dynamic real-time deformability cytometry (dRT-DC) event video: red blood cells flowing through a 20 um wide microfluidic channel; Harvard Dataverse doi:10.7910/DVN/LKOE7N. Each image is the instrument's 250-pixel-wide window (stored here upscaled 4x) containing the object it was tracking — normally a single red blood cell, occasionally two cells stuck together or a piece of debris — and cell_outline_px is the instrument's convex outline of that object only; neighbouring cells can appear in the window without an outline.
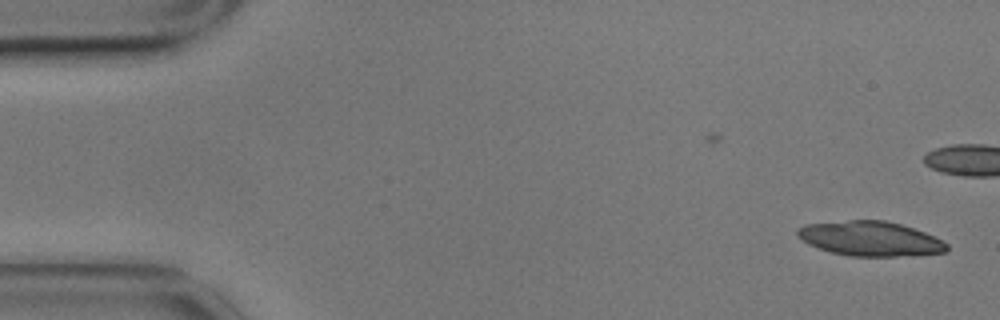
{"species": "common noctule bat (a hibernating species)", "species_latin": "Nyctalus noctula", "temperature_condition": "cold", "stored_images_in_passage": 56, "camera_frame_rate_fps": 3000, "um_per_image_px": 0.085, "animal": {"sex": "male", "body_mass_g": 17.9}, "frame": {"image": 1, "passage_image": 1, "time_ms": 0.0, "image_size_px": [1000, 320], "cell_outline_px": [[948, 248], [944, 252], [896, 256], [848, 256], [828, 252], [808, 244], [796, 236], [796, 228], [804, 224], [848, 220], [884, 220], [900, 224], [924, 232], [948, 244]], "centroid_in_image_um": [73.87, 20.28], "position_along_channel_um": 11.1, "area_um2": 30.11}, "authors_computed_cell_mechanics": {"area_um2": 17.8313, "velocity_mm_per_s": 3.4755, "shape_relaxation_time_tau1_ms": 6.0297, "shape_relaxation_time_tau2_ms": 5.1448, "deformation_change_tau1": 0.1213, "deformation_change_tau2": 0.1055}}